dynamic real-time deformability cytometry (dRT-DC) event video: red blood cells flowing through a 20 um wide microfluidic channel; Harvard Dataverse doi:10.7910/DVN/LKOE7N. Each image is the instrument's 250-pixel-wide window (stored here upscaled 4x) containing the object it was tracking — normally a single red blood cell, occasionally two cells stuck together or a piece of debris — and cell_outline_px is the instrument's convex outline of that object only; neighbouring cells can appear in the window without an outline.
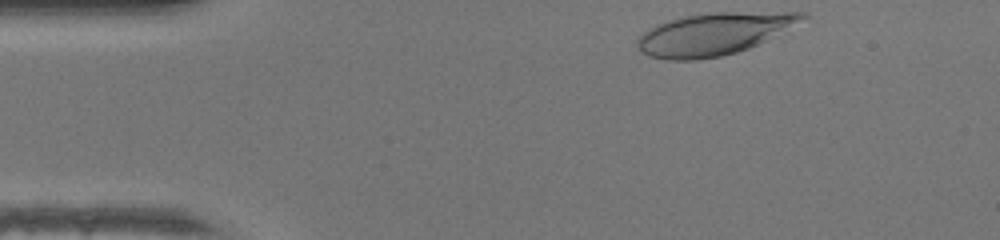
{"species": "human", "species_latin": "Homo sapiens", "temperature_condition": "warm", "stored_images_in_passage": 32, "camera_frame_rate_fps": 3000, "um_per_image_px": 0.085, "donor": {"sex": "female"}, "frame": {"image": 1, "passage_image": 1, "time_ms": 0.0, "image_size_px": [1000, 240], "cell_outline_px": [[808, 16], [764, 40], [748, 48], [736, 52], [720, 56], [696, 60], [668, 60], [648, 56], [640, 52], [636, 44], [636, 40], [648, 28], [656, 24], [668, 20], [684, 16], [708, 12], [804, 12]], "centroid_in_image_um": [60.55, 2.88], "position_along_channel_um": 24.4, "area_um2": 40.06}}
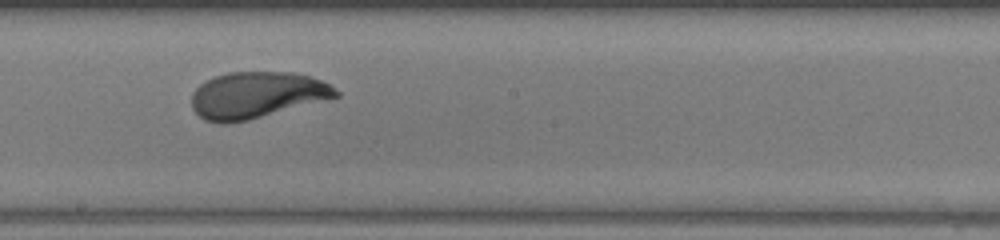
{"frame": {"image": 2, "passage_image": 20, "time_ms": 6.333, "image_size_px": [1000, 240], "cell_outline_px": [[340, 96], [248, 120], [228, 124], [220, 124], [204, 120], [192, 108], [192, 92], [200, 84], [216, 76], [228, 72], [292, 72], [308, 76], [320, 80], [328, 84], [340, 92]], "centroid_in_image_um": [21.79, 8.09], "position_along_channel_um": 226.4, "area_um2": 38.84}}
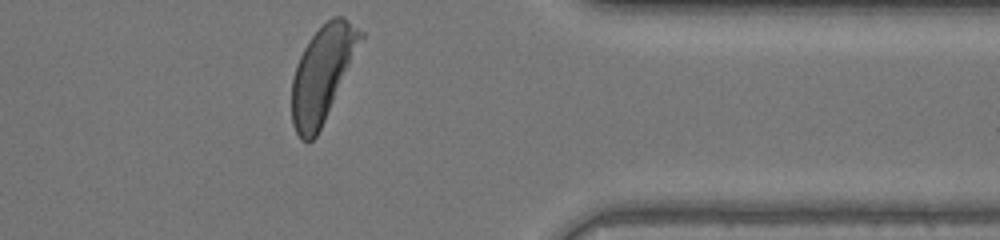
{"frame": {"image": 3, "passage_image": 32, "time_ms": 10.333, "image_size_px": [1000, 240], "cell_outline_px": [[364, 36], [324, 120], [316, 136], [308, 144], [300, 140], [292, 124], [292, 76], [296, 64], [308, 40], [332, 16], [344, 16], [364, 32]], "centroid_in_image_um": [27.38, 6.27], "position_along_channel_um": 384.0, "area_um2": 37.63}, "authors_computed_cell_mechanics": {"area_um2": 39.3329, "velocity_mm_per_s": 4.3463, "shape_relaxation_time_tau1_ms": 2.603, "shape_relaxation_time_tau2_ms": 0.6575, "deformation_change_tau1": 0.186, "deformation_change_tau2": 0.0505}}